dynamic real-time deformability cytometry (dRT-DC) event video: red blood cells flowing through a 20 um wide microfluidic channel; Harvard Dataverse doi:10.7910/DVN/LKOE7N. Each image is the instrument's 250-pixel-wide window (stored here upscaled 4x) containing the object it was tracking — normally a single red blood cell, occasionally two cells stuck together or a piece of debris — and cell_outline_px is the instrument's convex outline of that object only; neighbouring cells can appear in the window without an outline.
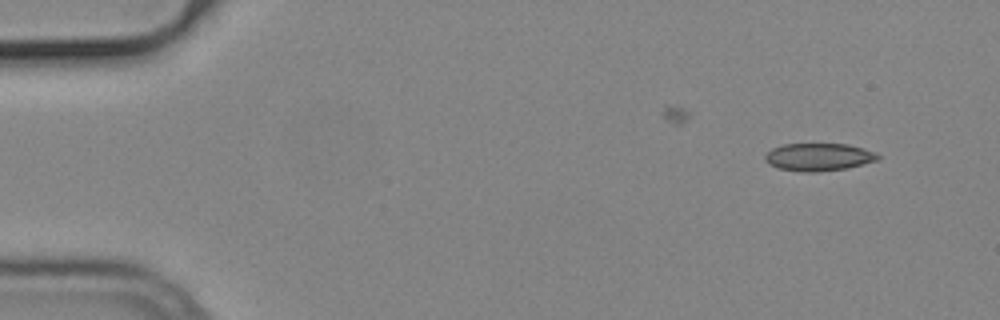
{"species": "common noctule bat (a hibernating species)", "species_latin": "Nyctalus noctula", "temperature_condition": "cold", "stored_images_in_passage": 32, "camera_frame_rate_fps": 3000, "um_per_image_px": 0.085, "animal": {"sex": "male", "body_mass_g": 19.2, "forearm_length_mm": 51.8}, "frame": {"image": 1, "passage_image": 1, "time_ms": 0.0, "image_size_px": [1000, 320], "cell_outline_px": [[880, 160], [844, 168], [816, 172], [800, 172], [780, 168], [768, 164], [764, 160], [764, 156], [772, 148], [784, 144], [848, 144], [876, 152], [880, 156]], "centroid_in_image_um": [69.58, 13.34], "position_along_channel_um": 15.4, "area_um2": 18.15}}
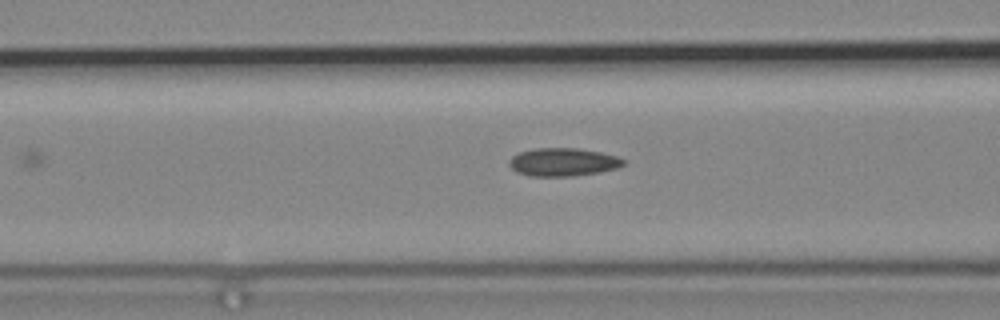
{"frame": {"image": 2, "passage_image": 18, "time_ms": 5.667, "image_size_px": [1000, 320], "cell_outline_px": [[624, 164], [616, 168], [600, 172], [572, 176], [532, 176], [516, 172], [508, 164], [508, 160], [512, 156], [520, 152], [536, 148], [576, 148], [600, 152], [616, 156], [624, 160]], "centroid_in_image_um": [47.82, 13.78], "position_along_channel_um": 118.8, "area_um2": 18.61}}
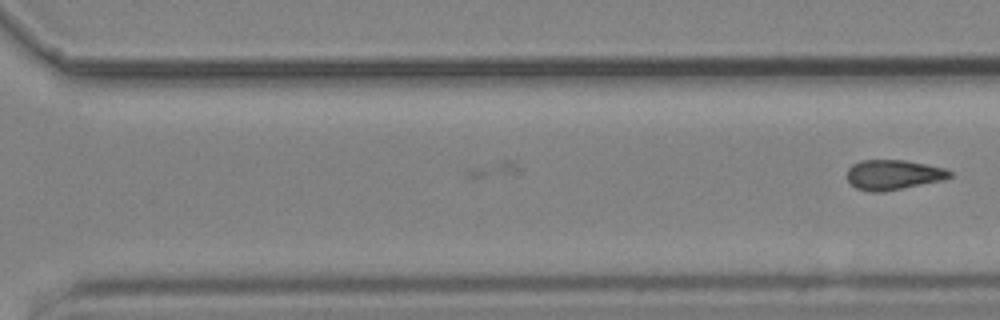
{"frame": {"image": 3, "passage_image": 32, "time_ms": 10.333, "image_size_px": [1000, 320], "cell_outline_px": [[952, 176], [940, 180], [884, 192], [872, 192], [856, 188], [848, 180], [848, 168], [852, 164], [860, 160], [904, 160], [944, 168], [952, 172]], "centroid_in_image_um": [75.89, 14.85], "position_along_channel_um": 294.7, "area_um2": 17.69}}